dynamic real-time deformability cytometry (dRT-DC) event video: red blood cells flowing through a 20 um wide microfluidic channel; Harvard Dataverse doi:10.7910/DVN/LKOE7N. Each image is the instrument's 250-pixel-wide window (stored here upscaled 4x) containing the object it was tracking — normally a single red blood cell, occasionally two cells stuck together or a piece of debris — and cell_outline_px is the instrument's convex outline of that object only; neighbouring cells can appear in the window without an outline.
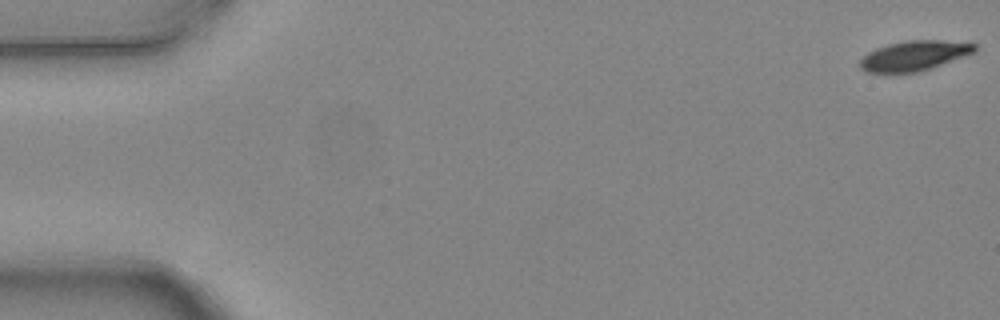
{"species": "common noctule bat (a hibernating species)", "species_latin": "Nyctalus noctula", "temperature_condition": "warm", "stored_images_in_passage": 8, "camera_frame_rate_fps": 3000, "um_per_image_px": 0.085, "animal": {"sex": "female", "body_mass_g": 24.6, "forearm_length_mm": 56.2}, "frame": {"image": 1, "passage_image": 1, "time_ms": 0.0, "image_size_px": [1000, 320], "cell_outline_px": [[976, 52], [932, 68], [920, 72], [864, 72], [860, 68], [860, 60], [868, 52], [876, 48], [888, 44], [908, 40], [940, 40], [976, 44]], "centroid_in_image_um": [77.71, 4.73], "position_along_channel_um": 7.3, "area_um2": 19.94}}
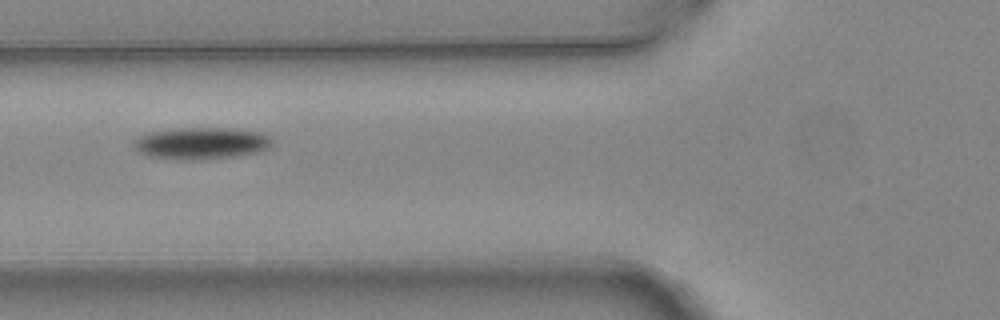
{"frame": {"image": 2, "passage_image": 6, "time_ms": 1.667, "image_size_px": [1000, 320], "cell_outline_px": [[272, 144], [268, 148], [256, 152], [232, 156], [200, 160], [180, 160], [148, 156], [140, 152], [132, 144], [140, 136], [148, 132], [176, 128], [228, 128], [264, 132], [272, 136]], "centroid_in_image_um": [17.13, 12.17], "position_along_channel_um": 108.7, "area_um2": 25.78}}
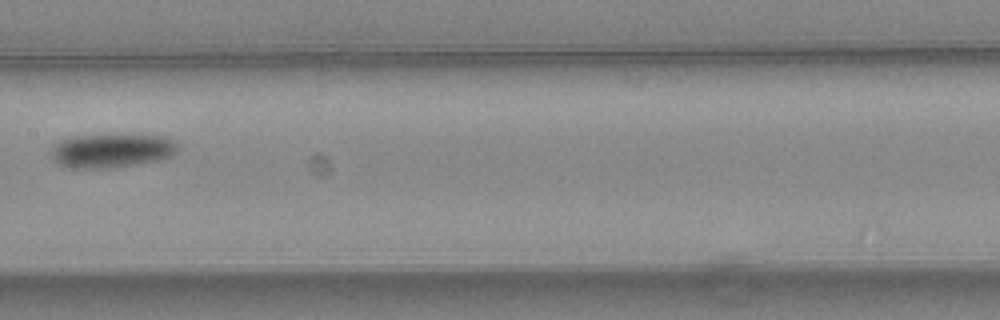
{"frame": {"image": 3, "passage_image": 8, "time_ms": 2.333, "image_size_px": [1000, 320], "cell_outline_px": [[180, 148], [172, 156], [156, 160], [108, 168], [68, 168], [60, 164], [52, 156], [52, 148], [60, 140], [76, 136], [108, 132], [124, 132], [164, 136], [172, 140]], "centroid_in_image_um": [9.52, 12.74], "position_along_channel_um": 197.9, "area_um2": 25.78}}